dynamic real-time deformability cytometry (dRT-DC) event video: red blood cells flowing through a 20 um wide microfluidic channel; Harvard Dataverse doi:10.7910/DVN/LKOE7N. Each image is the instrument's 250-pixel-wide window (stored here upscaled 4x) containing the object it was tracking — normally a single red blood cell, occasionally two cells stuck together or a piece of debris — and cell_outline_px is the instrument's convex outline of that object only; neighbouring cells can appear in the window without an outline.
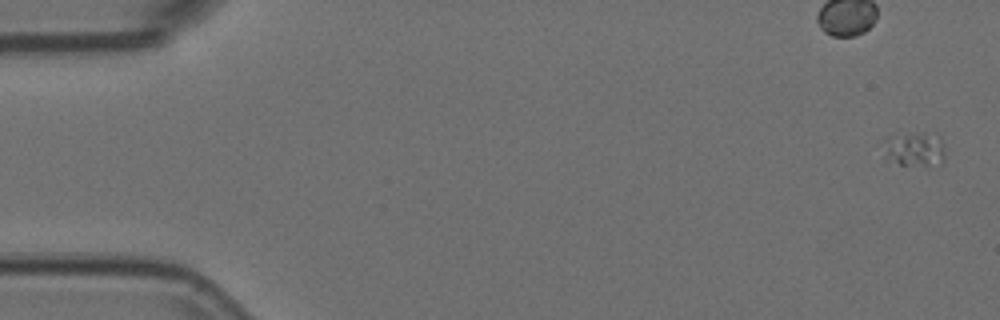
{"species": "Egyptian fruit bat (a non-hibernating species)", "species_latin": "Rousettus aegyptiacus", "temperature_condition": "room temperature", "stored_images_in_passage": 6, "camera_frame_rate_fps": 3000, "um_per_image_px": 0.085, "animal": {"sex": "female"}, "frame": {"image": 1, "passage_image": 1, "time_ms": 0.0, "image_size_px": [1000, 320], "cell_outline_px": [[944, 160], [928, 164], [900, 164], [884, 156], [876, 144], [892, 132], [924, 132], [940, 140], [944, 144]], "centroid_in_image_um": [77.53, 12.59], "position_along_channel_um": 7.5, "area_um2": 12.77}}
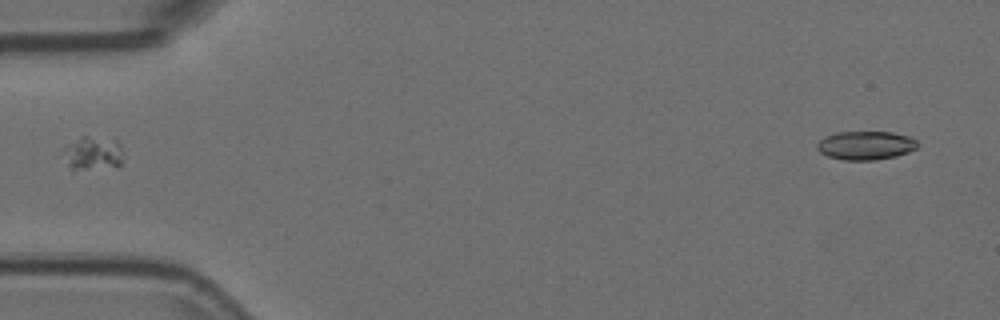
{"frame": {"image": 2, "passage_image": 6, "time_ms": 1.667, "image_size_px": [1000, 320], "cell_outline_px": [[124, 160], [116, 168], [72, 172], [56, 156], [68, 144], [80, 136], [84, 136], [116, 140], [120, 144]], "centroid_in_image_um": [7.78, 13.12], "position_along_channel_um": 77.2, "area_um2": 13.01}}